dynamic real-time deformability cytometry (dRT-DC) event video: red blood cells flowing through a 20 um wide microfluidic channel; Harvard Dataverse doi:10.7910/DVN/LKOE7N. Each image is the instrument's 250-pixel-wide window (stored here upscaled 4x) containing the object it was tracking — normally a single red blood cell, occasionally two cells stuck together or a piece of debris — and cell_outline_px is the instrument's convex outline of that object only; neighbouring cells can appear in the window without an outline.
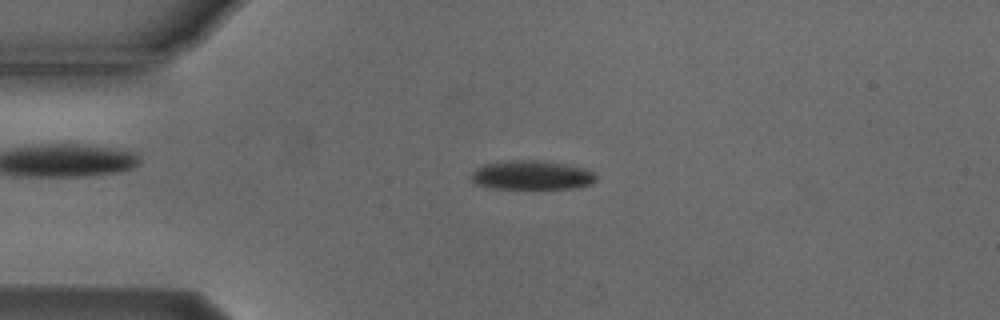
{"species": "Egyptian fruit bat (a non-hibernating species)", "species_latin": "Rousettus aegyptiacus", "temperature_condition": "cold", "stored_images_in_passage": 47, "camera_frame_rate_fps": 3000, "um_per_image_px": 0.085, "animal": {"sex": "male"}, "frame": {"image": 1, "passage_image": 12, "time_ms": 3.667, "image_size_px": [1000, 320], "cell_outline_px": [[596, 180], [592, 184], [576, 188], [492, 188], [472, 184], [468, 176], [476, 168], [484, 164], [512, 160], [536, 160], [568, 164], [584, 168], [592, 172], [596, 176]], "centroid_in_image_um": [45.15, 14.89], "position_along_channel_um": 39.9, "area_um2": 21.39}}
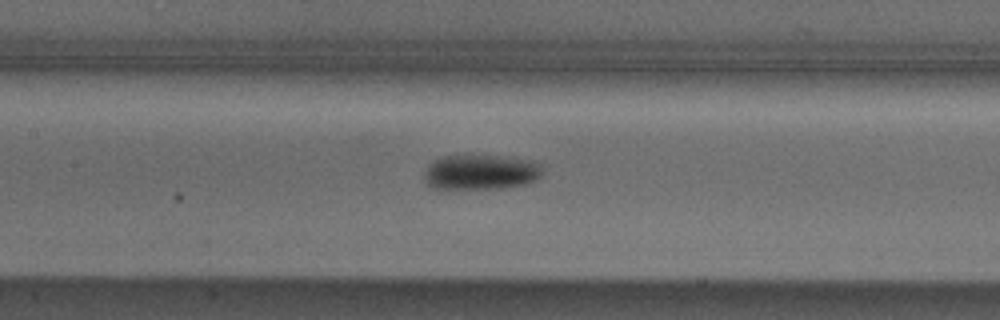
{"frame": {"image": 2, "passage_image": 24, "time_ms": 7.667, "image_size_px": [1000, 320], "cell_outline_px": [[544, 172], [536, 180], [524, 184], [496, 188], [436, 188], [428, 184], [424, 180], [424, 172], [428, 164], [432, 160], [444, 156], [496, 156], [528, 160], [540, 164]], "centroid_in_image_um": [40.84, 14.63], "position_along_channel_um": 166.6, "area_um2": 23.81}}
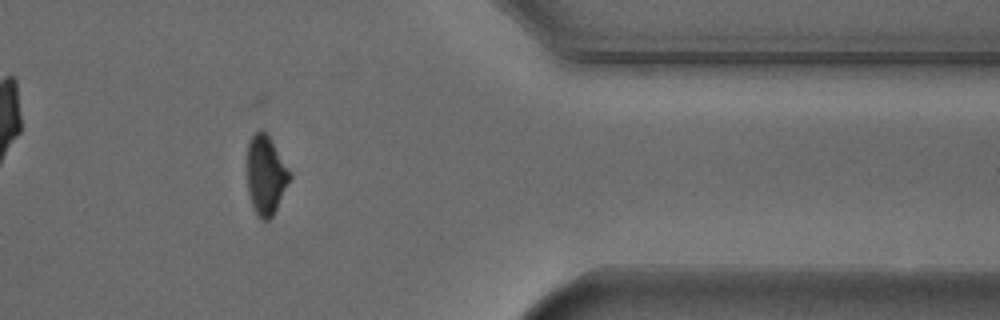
{"frame": {"image": 3, "passage_image": 43, "time_ms": 14.0, "image_size_px": [1000, 320], "cell_outline_px": [[292, 176], [272, 216], [268, 220], [260, 220], [252, 204], [248, 192], [248, 140], [260, 128], [264, 128], [292, 172]], "centroid_in_image_um": [22.61, 14.83], "position_along_channel_um": 388.8, "area_um2": 19.65}, "authors_computed_cell_mechanics": {"area_um2": 21.5016, "velocity_mm_per_s": 3.8488, "shape_relaxation_time_tau1_ms": 2.7218, "shape_relaxation_time_tau2_ms": null, "deformation_change_tau1": 0.1107, "deformation_change_tau2": null}}